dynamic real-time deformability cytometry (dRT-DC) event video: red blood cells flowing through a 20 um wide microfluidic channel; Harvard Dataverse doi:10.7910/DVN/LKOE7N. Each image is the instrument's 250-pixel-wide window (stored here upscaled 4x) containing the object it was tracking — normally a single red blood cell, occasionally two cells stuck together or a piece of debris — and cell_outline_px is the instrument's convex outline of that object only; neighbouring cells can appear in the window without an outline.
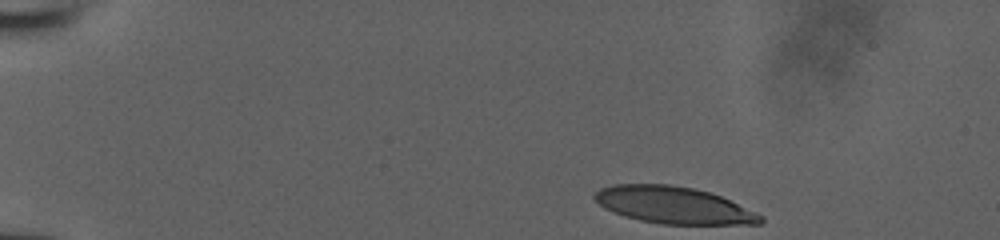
{"species": "human", "species_latin": "Homo sapiens", "temperature_condition": "room temperature", "stored_images_in_passage": 37, "camera_frame_rate_fps": 3000, "um_per_image_px": 0.085, "donor": {"sex": "male"}, "frame": {"image": 1, "passage_image": 1, "time_ms": 0.0, "image_size_px": [1000, 240], "cell_outline_px": [[764, 220], [760, 224], [660, 224], [640, 220], [624, 216], [604, 208], [592, 196], [600, 188], [612, 184], [668, 184], [692, 188], [708, 192], [720, 196], [756, 212], [764, 216]], "centroid_in_image_um": [57.24, 17.44], "position_along_channel_um": 27.8, "area_um2": 35.55}}
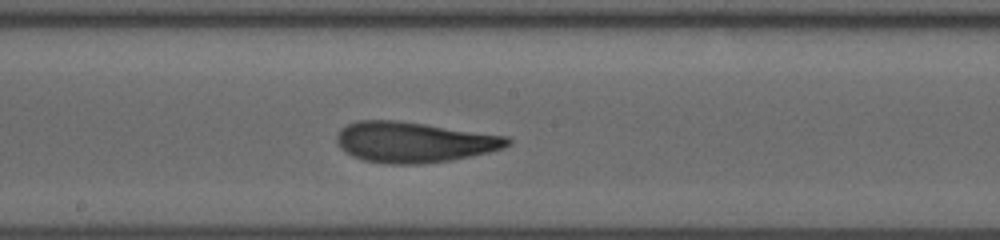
{"frame": {"image": 2, "passage_image": 22, "time_ms": 7.0, "image_size_px": [1000, 240], "cell_outline_px": [[512, 140], [504, 148], [488, 152], [452, 160], [420, 164], [388, 164], [364, 160], [352, 156], [344, 152], [340, 148], [336, 140], [336, 136], [348, 124], [356, 120], [396, 120], [508, 136]], "centroid_in_image_um": [35.17, 12.09], "position_along_channel_um": 213.0, "area_um2": 40.23}}
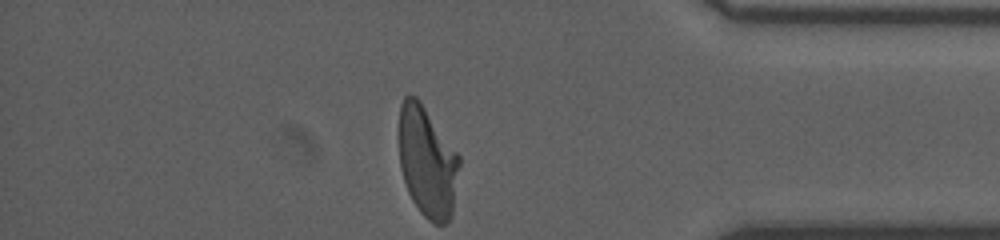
{"frame": {"image": 3, "passage_image": 37, "time_ms": 12.0, "image_size_px": [1000, 240], "cell_outline_px": [[460, 164], [452, 216], [448, 224], [432, 224], [420, 212], [412, 200], [408, 192], [400, 168], [396, 136], [400, 104], [404, 96], [408, 92], [416, 96], [420, 100], [460, 156]], "centroid_in_image_um": [36.28, 13.72], "position_along_channel_um": 398.9, "area_um2": 40.17}}